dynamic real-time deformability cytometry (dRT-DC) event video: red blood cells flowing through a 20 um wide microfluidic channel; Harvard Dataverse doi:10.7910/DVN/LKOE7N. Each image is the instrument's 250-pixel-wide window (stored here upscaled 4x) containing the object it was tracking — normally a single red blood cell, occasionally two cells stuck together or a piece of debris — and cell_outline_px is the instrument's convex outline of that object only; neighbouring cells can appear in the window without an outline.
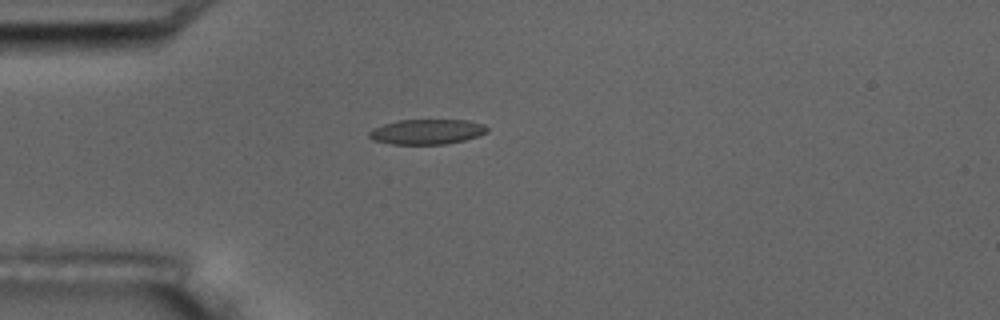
{"species": "common noctule bat (a hibernating species)", "species_latin": "Nyctalus noctula", "temperature_condition": "room temperature", "stored_images_in_passage": 1, "camera_frame_rate_fps": 3000, "um_per_image_px": 0.085, "animal": {"sex": "male", "body_mass_g": 17.5, "forearm_length_mm": 52.3}, "frame": {"image": 1, "passage_image": 1, "time_ms": 0.0, "image_size_px": [1000, 320], "cell_outline_px": [[488, 132], [464, 140], [444, 144], [392, 144], [372, 140], [368, 136], [368, 132], [372, 128], [384, 124], [400, 120], [468, 120], [484, 124], [488, 128]], "centroid_in_image_um": [36.27, 11.19], "position_along_channel_um": 48.7, "area_um2": 17.22}}